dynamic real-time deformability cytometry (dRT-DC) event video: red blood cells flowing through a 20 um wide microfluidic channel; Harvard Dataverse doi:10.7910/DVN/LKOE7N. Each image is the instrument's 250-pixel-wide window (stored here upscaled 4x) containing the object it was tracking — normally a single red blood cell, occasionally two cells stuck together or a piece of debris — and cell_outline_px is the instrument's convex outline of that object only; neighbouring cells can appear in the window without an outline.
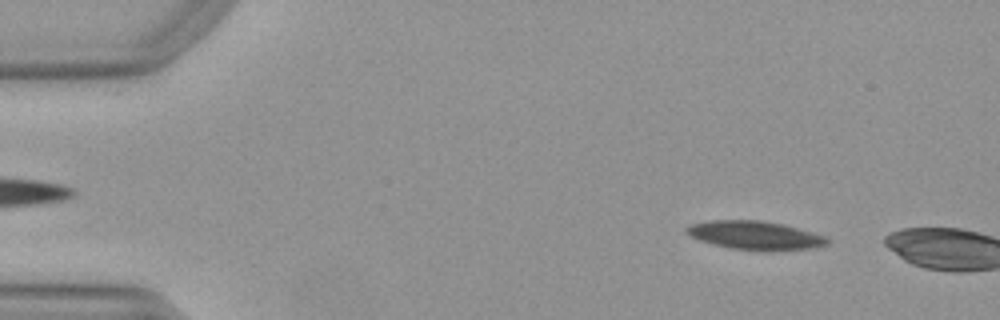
{"species": "Egyptian fruit bat (a non-hibernating species)", "species_latin": "Rousettus aegyptiacus", "temperature_condition": "warm", "stored_images_in_passage": 7, "camera_frame_rate_fps": 3000, "um_per_image_px": 0.085, "animal": {"sex": "female"}, "frame": {"image": 1, "passage_image": 5, "time_ms": 1.333, "image_size_px": [1000, 320], "cell_outline_px": [[828, 244], [816, 248], [768, 252], [732, 248], [712, 244], [700, 240], [684, 232], [684, 228], [692, 224], [712, 220], [760, 220], [780, 224], [796, 228], [824, 236], [828, 240]], "centroid_in_image_um": [64.17, 20.02], "position_along_channel_um": 20.8, "area_um2": 23.41}}